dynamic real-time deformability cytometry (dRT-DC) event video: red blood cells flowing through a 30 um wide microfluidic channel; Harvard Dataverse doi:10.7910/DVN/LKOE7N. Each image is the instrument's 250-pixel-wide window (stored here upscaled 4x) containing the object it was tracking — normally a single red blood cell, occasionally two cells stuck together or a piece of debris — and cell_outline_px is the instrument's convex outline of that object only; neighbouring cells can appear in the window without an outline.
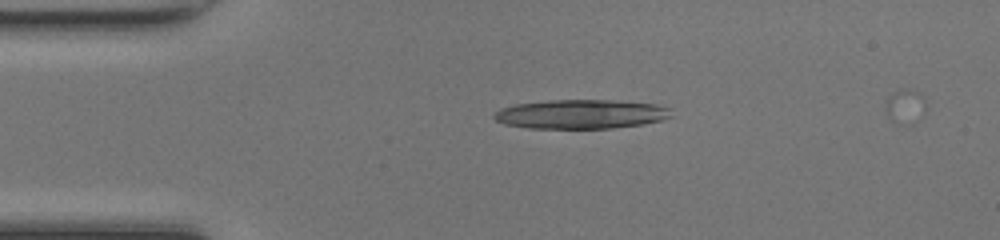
{"species": "common noctule bat (a hibernating species)", "species_latin": "Nyctalus noctula", "temperature_condition": "room temperature", "stored_images_in_passage": 7, "camera_frame_rate_fps": 3000, "um_per_image_px": 0.085, "animal": {"sex": "female", "body_mass_g": 17.0, "forearm_length_mm": 48.0}, "frame": {"image": 1, "passage_image": 1, "time_ms": 0.0, "image_size_px": [1000, 240], "cell_outline_px": [[672, 116], [660, 120], [640, 124], [612, 128], [528, 128], [504, 124], [496, 120], [492, 116], [500, 108], [516, 104], [552, 100], [616, 100], [656, 104], [668, 108]], "centroid_in_image_um": [49.35, 9.7], "position_along_channel_um": 35.6, "area_um2": 29.94}}